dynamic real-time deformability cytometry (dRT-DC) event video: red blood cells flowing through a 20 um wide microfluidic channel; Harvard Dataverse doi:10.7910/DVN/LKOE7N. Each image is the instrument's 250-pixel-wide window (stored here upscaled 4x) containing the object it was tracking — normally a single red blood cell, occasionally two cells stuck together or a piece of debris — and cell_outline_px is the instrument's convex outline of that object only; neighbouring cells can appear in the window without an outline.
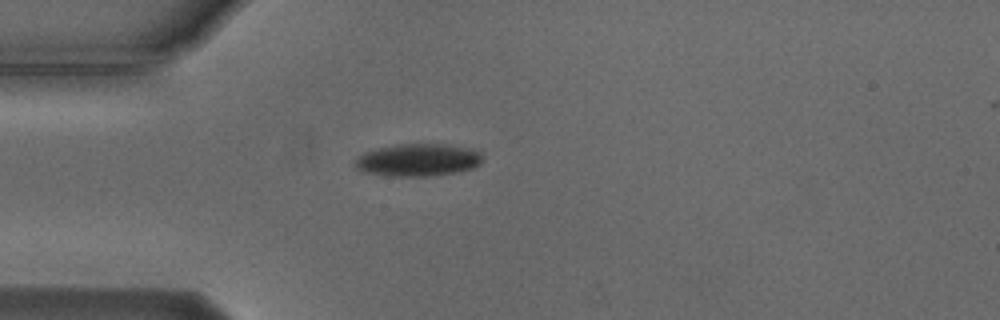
{"species": "Egyptian fruit bat (a non-hibernating species)", "species_latin": "Rousettus aegyptiacus", "temperature_condition": "cold", "stored_images_in_passage": 41, "camera_frame_rate_fps": 3000, "um_per_image_px": 0.085, "animal": {"sex": "male"}, "frame": {"image": 1, "passage_image": 1, "time_ms": 0.0, "image_size_px": [1000, 320], "cell_outline_px": [[480, 164], [472, 168], [452, 172], [428, 176], [392, 176], [364, 172], [356, 168], [356, 160], [364, 152], [376, 148], [396, 144], [448, 144], [480, 148]], "centroid_in_image_um": [35.56, 13.57], "position_along_channel_um": 49.4, "area_um2": 24.16}}
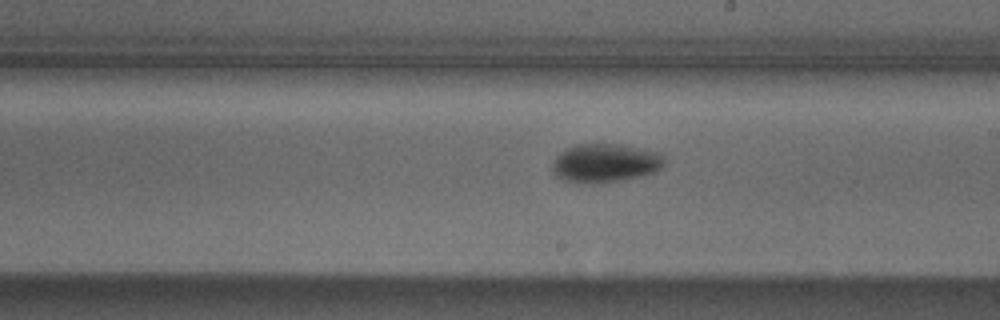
{"frame": {"image": 2, "passage_image": 17, "time_ms": 5.333, "image_size_px": [1000, 320], "cell_outline_px": [[664, 164], [656, 172], [624, 180], [588, 184], [568, 180], [556, 176], [552, 172], [552, 160], [564, 148], [576, 144], [620, 144], [664, 152]], "centroid_in_image_um": [51.46, 13.84], "position_along_channel_um": 237.5, "area_um2": 25.66}}
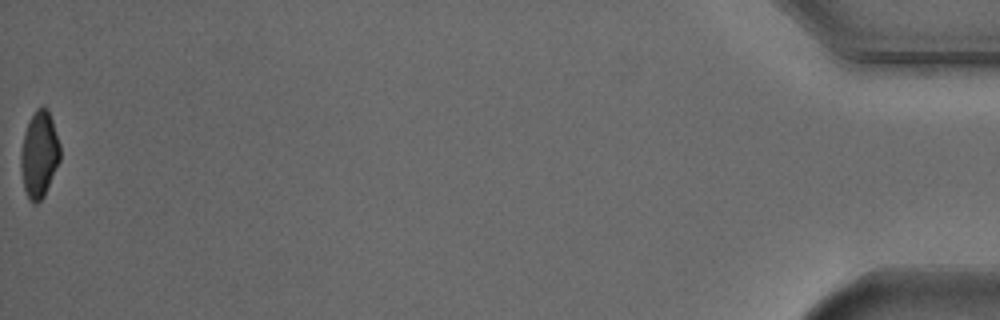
{"frame": {"image": 3, "passage_image": 41, "time_ms": 13.333, "image_size_px": [1000, 320], "cell_outline_px": [[60, 160], [44, 196], [36, 204], [32, 204], [28, 200], [24, 188], [20, 168], [20, 152], [24, 132], [36, 108], [44, 104], [48, 108], [60, 144]], "centroid_in_image_um": [3.33, 13.13], "position_along_channel_um": 431.9, "area_um2": 20.0}, "authors_computed_cell_mechanics": {"area_um2": 23.409, "velocity_mm_per_s": 3.7431, "shape_relaxation_time_tau1_ms": 3.7563, "shape_relaxation_time_tau2_ms": null, "deformation_change_tau1": 0.1212, "deformation_change_tau2": null}}